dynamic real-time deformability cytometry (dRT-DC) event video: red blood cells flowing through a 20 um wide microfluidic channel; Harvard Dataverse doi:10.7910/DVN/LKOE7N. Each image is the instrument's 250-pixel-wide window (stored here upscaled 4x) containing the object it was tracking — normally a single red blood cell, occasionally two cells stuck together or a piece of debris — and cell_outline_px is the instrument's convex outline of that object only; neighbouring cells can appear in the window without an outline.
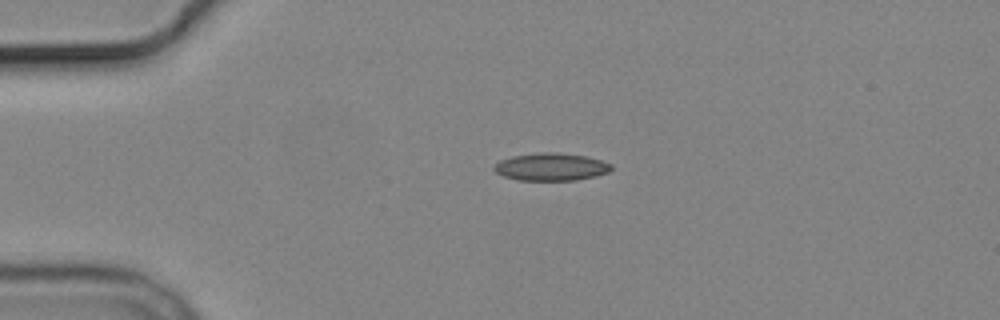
{"species": "common noctule bat (a hibernating species)", "species_latin": "Nyctalus noctula", "temperature_condition": "cold", "stored_images_in_passage": 2, "camera_frame_rate_fps": 3000, "um_per_image_px": 0.085, "animal": {"sex": "male", "body_mass_g": 19.2, "forearm_length_mm": 51.8}, "frame": {"image": 1, "passage_image": 1, "time_ms": 0.0, "image_size_px": [1000, 320], "cell_outline_px": [[612, 168], [608, 172], [596, 176], [576, 180], [516, 180], [504, 176], [496, 172], [492, 168], [500, 160], [512, 156], [544, 152], [556, 152], [584, 156], [600, 160], [612, 164]], "centroid_in_image_um": [46.83, 14.19], "position_along_channel_um": 38.2, "area_um2": 18.73}}